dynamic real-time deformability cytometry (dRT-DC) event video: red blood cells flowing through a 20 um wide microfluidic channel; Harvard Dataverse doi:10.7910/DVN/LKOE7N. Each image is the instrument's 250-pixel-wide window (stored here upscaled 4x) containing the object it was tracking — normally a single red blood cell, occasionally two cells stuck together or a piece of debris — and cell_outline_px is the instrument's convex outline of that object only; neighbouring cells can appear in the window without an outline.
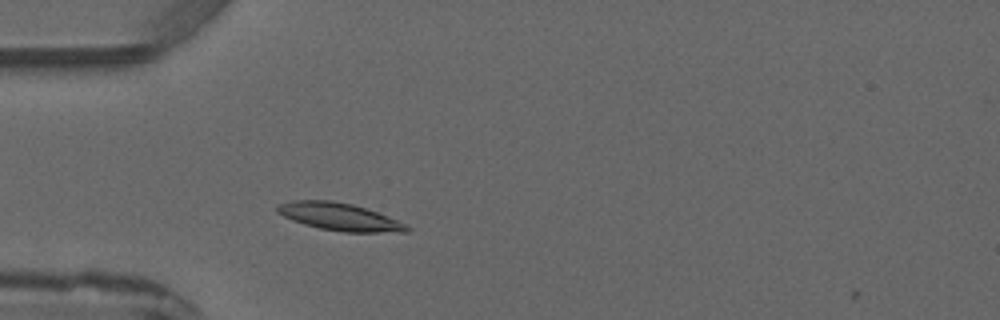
{"species": "common noctule bat (a hibernating species)", "species_latin": "Nyctalus noctula", "temperature_condition": "warm", "stored_images_in_passage": 2, "camera_frame_rate_fps": 3000, "um_per_image_px": 0.085, "animal": {"sex": "male", "forearm_length_mm": 52.5}, "frame": {"image": 1, "passage_image": 2, "time_ms": 1.333, "image_size_px": [1000, 320], "cell_outline_px": [[412, 228], [408, 232], [344, 232], [320, 228], [304, 224], [292, 220], [276, 212], [276, 208], [280, 204], [292, 200], [332, 200], [352, 204], [376, 212], [408, 224]], "centroid_in_image_um": [28.87, 18.43], "position_along_channel_um": 56.1, "area_um2": 20.69}}